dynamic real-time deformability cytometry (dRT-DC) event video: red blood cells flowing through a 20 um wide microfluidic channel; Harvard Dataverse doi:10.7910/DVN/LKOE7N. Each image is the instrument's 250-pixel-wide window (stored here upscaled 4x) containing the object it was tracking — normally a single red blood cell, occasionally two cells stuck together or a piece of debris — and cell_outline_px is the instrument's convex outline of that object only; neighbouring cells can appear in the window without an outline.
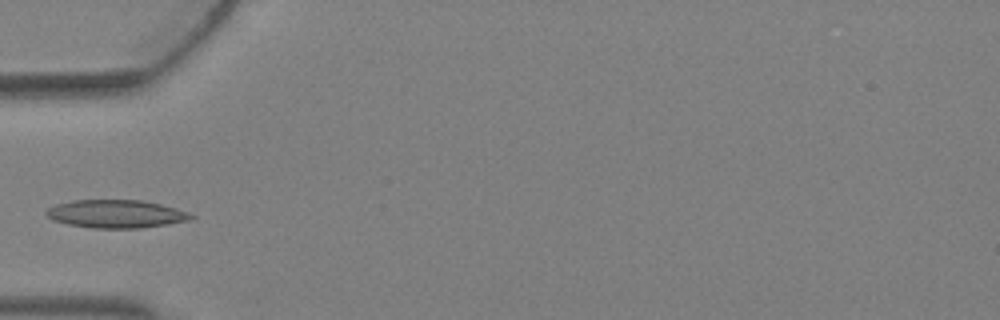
{"species": "Egyptian fruit bat (a non-hibernating species)", "species_latin": "Rousettus aegyptiacus", "temperature_condition": "warm", "stored_images_in_passage": 4, "camera_frame_rate_fps": 3000, "um_per_image_px": 0.085, "animal": {"sex": "female"}, "frame": {"image": 1, "passage_image": 4, "time_ms": 1.0, "image_size_px": [1000, 320], "cell_outline_px": [[196, 216], [192, 220], [168, 224], [140, 228], [92, 228], [68, 224], [52, 220], [44, 212], [48, 208], [56, 204], [72, 200], [144, 200], [176, 208], [188, 212]], "centroid_in_image_um": [9.88, 18.18], "position_along_channel_um": 75.1, "area_um2": 23.81}}